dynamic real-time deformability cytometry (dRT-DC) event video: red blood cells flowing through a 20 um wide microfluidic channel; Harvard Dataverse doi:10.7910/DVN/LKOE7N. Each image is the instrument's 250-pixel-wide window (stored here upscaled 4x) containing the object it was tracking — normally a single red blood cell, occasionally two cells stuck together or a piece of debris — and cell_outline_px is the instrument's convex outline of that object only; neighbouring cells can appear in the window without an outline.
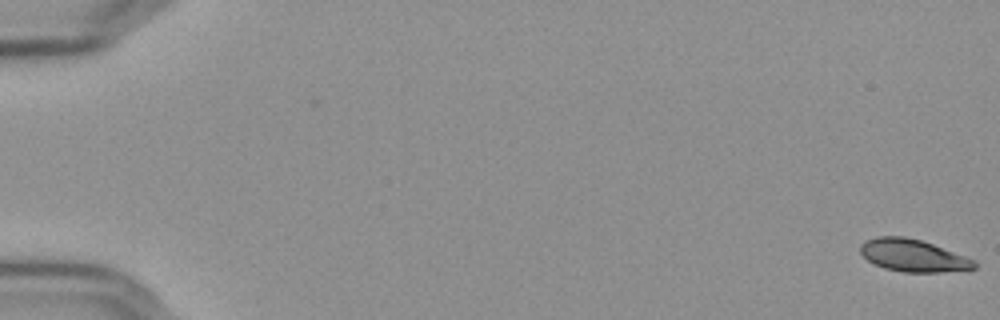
{"species": "Egyptian fruit bat (a non-hibernating species)", "species_latin": "Rousettus aegyptiacus", "temperature_condition": "cold", "stored_images_in_passage": 57, "camera_frame_rate_fps": 3000, "um_per_image_px": 0.085, "frame": {"image": 1, "passage_image": 1, "time_ms": 0.0, "image_size_px": [1000, 320], "cell_outline_px": [[976, 268], [968, 272], [904, 272], [884, 268], [868, 260], [860, 252], [860, 244], [864, 240], [876, 236], [904, 236], [920, 240], [932, 244], [976, 260]], "centroid_in_image_um": [77.66, 21.73], "position_along_channel_um": 7.3, "area_um2": 21.73}}
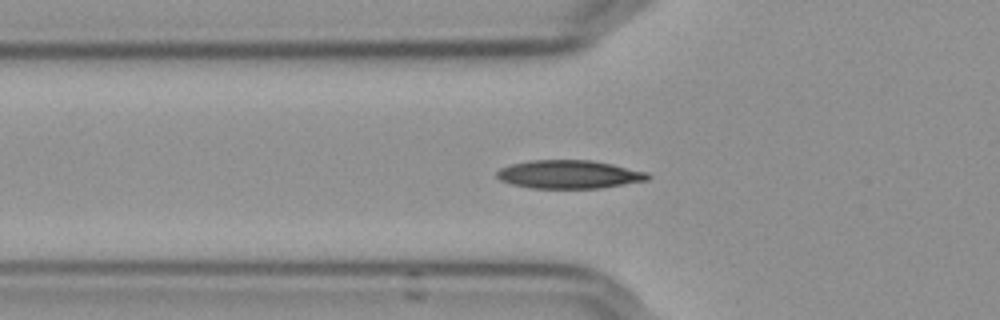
{"frame": {"image": 2, "passage_image": 21, "time_ms": 6.667, "image_size_px": [1000, 320], "cell_outline_px": [[652, 176], [648, 180], [600, 188], [532, 188], [512, 184], [500, 180], [496, 176], [496, 172], [500, 168], [512, 164], [532, 160], [592, 160], [612, 164], [648, 172]], "centroid_in_image_um": [48.39, 14.82], "position_along_channel_um": 77.4, "area_um2": 24.91}}
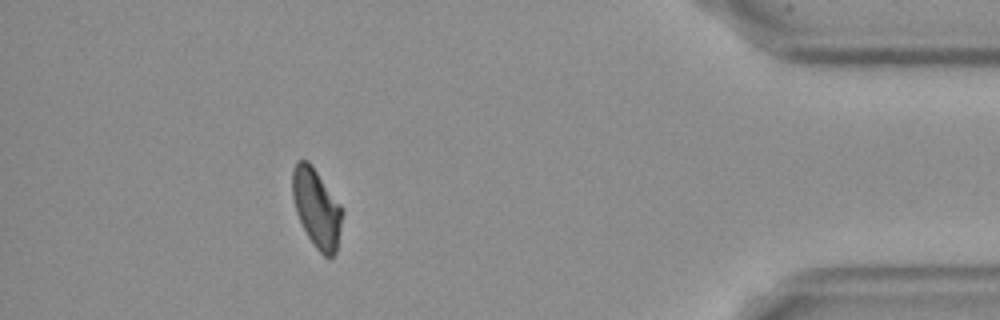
{"frame": {"image": 3, "passage_image": 52, "time_ms": 17.0, "image_size_px": [1000, 320], "cell_outline_px": [[344, 212], [336, 252], [328, 260], [316, 248], [308, 236], [296, 212], [292, 196], [292, 168], [296, 160], [308, 160], [344, 208]], "centroid_in_image_um": [26.92, 17.68], "position_along_channel_um": 408.3, "area_um2": 23.06}, "authors_computed_cell_mechanics": {"area_um2": 23.4668, "velocity_mm_per_s": 3.625, "shape_relaxation_time_tau1_ms": 5.5922, "shape_relaxation_time_tau2_ms": 5.0171, "deformation_change_tau1": 0.1404, "deformation_change_tau2": 0.0737}}